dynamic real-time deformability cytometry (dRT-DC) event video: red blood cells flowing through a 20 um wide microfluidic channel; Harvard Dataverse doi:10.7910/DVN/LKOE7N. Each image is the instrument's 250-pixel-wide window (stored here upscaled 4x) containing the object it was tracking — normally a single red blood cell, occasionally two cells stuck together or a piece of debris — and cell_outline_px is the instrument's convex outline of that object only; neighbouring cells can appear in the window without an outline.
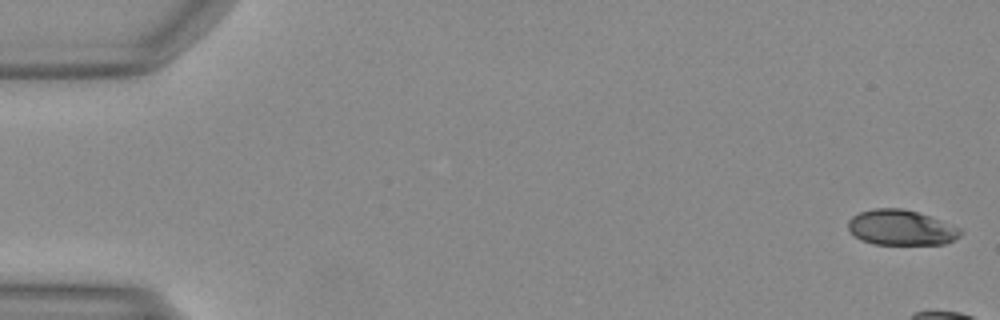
{"species": "Egyptian fruit bat (a non-hibernating species)", "species_latin": "Rousettus aegyptiacus", "temperature_condition": "warm", "stored_images_in_passage": 9, "camera_frame_rate_fps": 3000, "um_per_image_px": 0.085, "animal": {"sex": "female"}, "frame": {"image": 1, "passage_image": 1, "time_ms": 0.0, "image_size_px": [1000, 320], "cell_outline_px": [[964, 232], [960, 236], [944, 244], [872, 244], [860, 240], [848, 228], [848, 220], [852, 216], [860, 212], [876, 208], [900, 208], [916, 212], [928, 216], [960, 228]], "centroid_in_image_um": [76.57, 19.35], "position_along_channel_um": 8.4, "area_um2": 22.89}}